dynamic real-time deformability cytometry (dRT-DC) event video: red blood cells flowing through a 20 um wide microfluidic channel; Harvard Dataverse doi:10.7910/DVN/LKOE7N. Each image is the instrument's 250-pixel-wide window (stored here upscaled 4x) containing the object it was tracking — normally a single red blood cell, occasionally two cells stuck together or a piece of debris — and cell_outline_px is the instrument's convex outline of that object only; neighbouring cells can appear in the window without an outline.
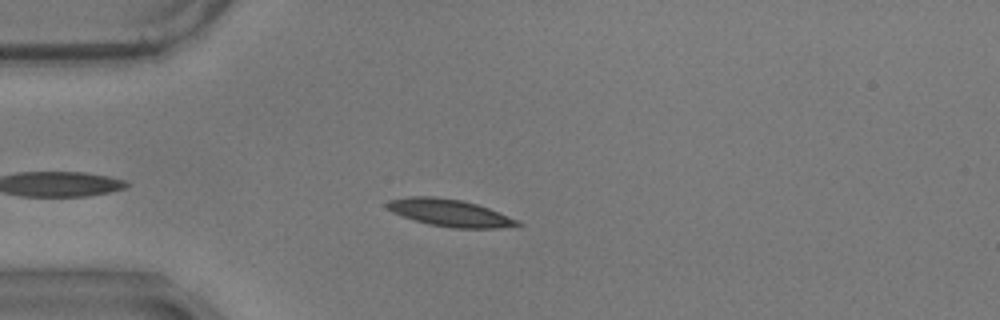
{"species": "common noctule bat (a hibernating species)", "species_latin": "Nyctalus noctula", "temperature_condition": "warm", "stored_images_in_passage": 43, "camera_frame_rate_fps": 3000, "um_per_image_px": 0.085, "animal": {"sex": "male", "body_mass_g": 17.9}, "frame": {"image": 1, "passage_image": 7, "time_ms": 2.0, "image_size_px": [1000, 320], "cell_outline_px": [[524, 224], [500, 228], [452, 228], [428, 224], [392, 212], [384, 204], [388, 200], [408, 196], [436, 196], [464, 200], [488, 208], [520, 220]], "centroid_in_image_um": [38.24, 18.08], "position_along_channel_um": 46.8, "area_um2": 20.75}}
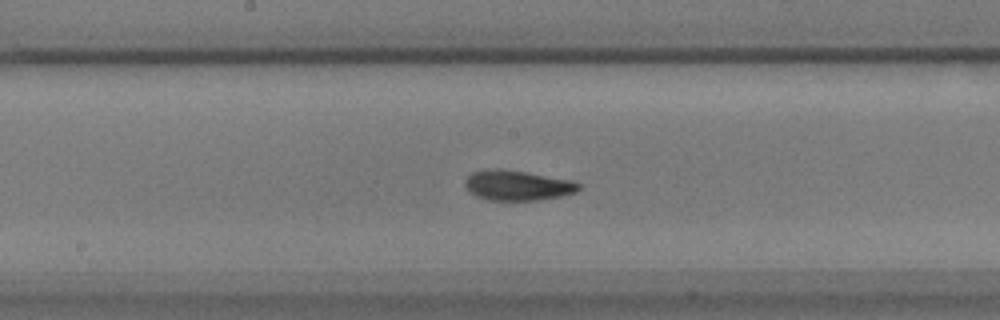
{"frame": {"image": 2, "passage_image": 22, "time_ms": 7.0, "image_size_px": [1000, 320], "cell_outline_px": [[580, 188], [576, 192], [560, 196], [540, 200], [488, 200], [476, 196], [468, 192], [464, 184], [468, 176], [472, 172], [492, 168], [524, 172], [572, 180], [580, 184]], "centroid_in_image_um": [43.96, 15.77], "position_along_channel_um": 204.2, "area_um2": 19.83}}
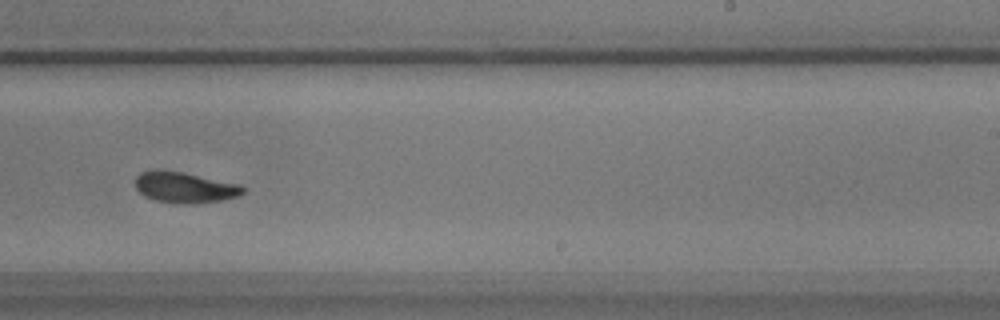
{"frame": {"image": 3, "passage_image": 28, "time_ms": 9.0, "image_size_px": [1000, 320], "cell_outline_px": [[248, 188], [240, 196], [220, 200], [196, 204], [180, 204], [152, 200], [144, 196], [136, 188], [136, 176], [140, 172], [180, 172], [240, 184]], "centroid_in_image_um": [15.76, 15.98], "position_along_channel_um": 273.2, "area_um2": 19.07}, "authors_computed_cell_mechanics": {"area_um2": 19.1896, "velocity_mm_per_s": 3.4683, "shape_relaxation_time_tau1_ms": 6.1738, "shape_relaxation_time_tau2_ms": 2.0901, "deformation_change_tau1": 0.2088, "deformation_change_tau2": 0.0788}}